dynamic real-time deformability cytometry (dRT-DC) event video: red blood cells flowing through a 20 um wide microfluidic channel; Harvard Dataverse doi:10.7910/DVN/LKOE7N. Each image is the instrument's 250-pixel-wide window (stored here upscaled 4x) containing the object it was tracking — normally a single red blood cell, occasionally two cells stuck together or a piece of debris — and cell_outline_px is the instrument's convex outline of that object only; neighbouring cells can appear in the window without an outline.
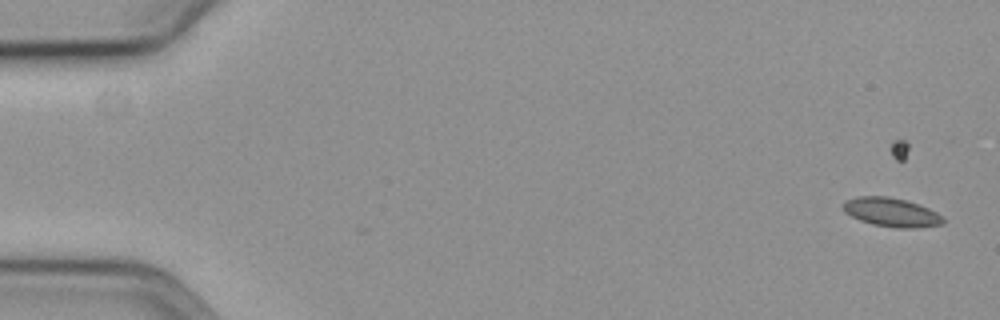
{"species": "common noctule bat (a hibernating species)", "species_latin": "Nyctalus noctula", "temperature_condition": "cold", "stored_images_in_passage": 32, "camera_frame_rate_fps": 3000, "um_per_image_px": 0.085, "animal": {"sex": "female", "body_mass_g": 19.3, "forearm_length_mm": 54.1}, "frame": {"image": 1, "passage_image": 5, "time_ms": 1.333, "image_size_px": [1000, 320], "cell_outline_px": [[944, 224], [912, 228], [896, 228], [872, 224], [860, 220], [844, 212], [844, 200], [856, 196], [888, 196], [908, 200], [920, 204], [936, 212], [944, 220]], "centroid_in_image_um": [75.76, 18.03], "position_along_channel_um": 9.2, "area_um2": 16.88}}
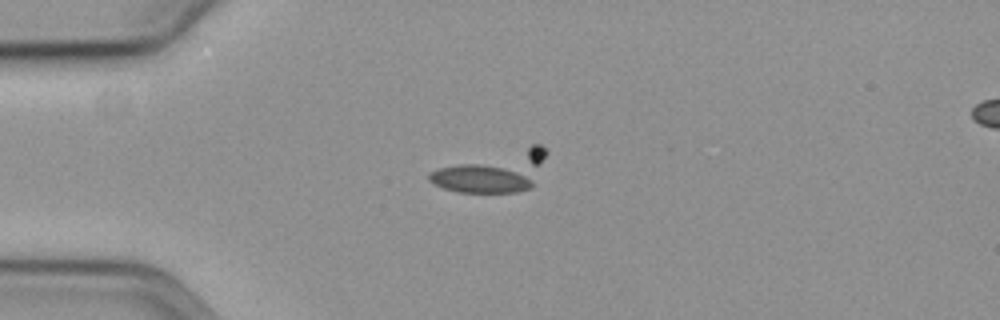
{"frame": {"image": 2, "passage_image": 19, "time_ms": 6.0, "image_size_px": [1000, 320], "cell_outline_px": [[548, 152], [532, 188], [516, 192], [456, 192], [432, 184], [428, 180], [428, 176], [432, 172], [440, 168], [532, 144], [540, 144]], "centroid_in_image_um": [41.97, 14.61], "position_along_channel_um": 43.0, "area_um2": 27.28}}
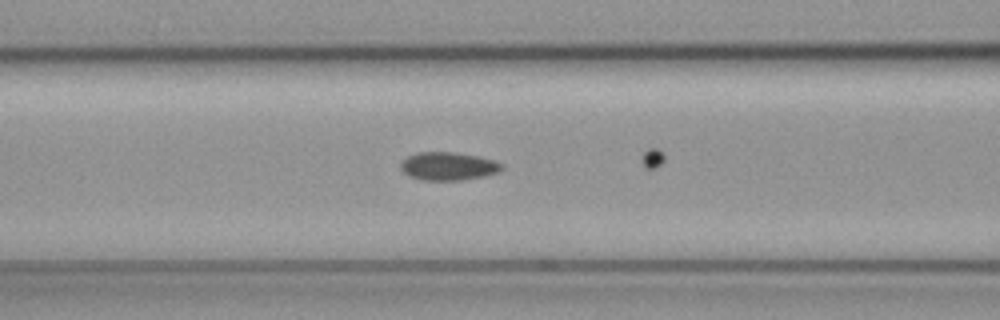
{"frame": {"image": 3, "passage_image": 28, "time_ms": 9.0, "image_size_px": [1000, 320], "cell_outline_px": [[504, 168], [500, 172], [484, 176], [464, 180], [420, 180], [408, 176], [400, 168], [400, 164], [408, 156], [420, 152], [452, 152], [476, 156], [492, 160], [504, 164]], "centroid_in_image_um": [38.11, 14.14], "position_along_channel_um": 128.5, "area_um2": 16.59}}